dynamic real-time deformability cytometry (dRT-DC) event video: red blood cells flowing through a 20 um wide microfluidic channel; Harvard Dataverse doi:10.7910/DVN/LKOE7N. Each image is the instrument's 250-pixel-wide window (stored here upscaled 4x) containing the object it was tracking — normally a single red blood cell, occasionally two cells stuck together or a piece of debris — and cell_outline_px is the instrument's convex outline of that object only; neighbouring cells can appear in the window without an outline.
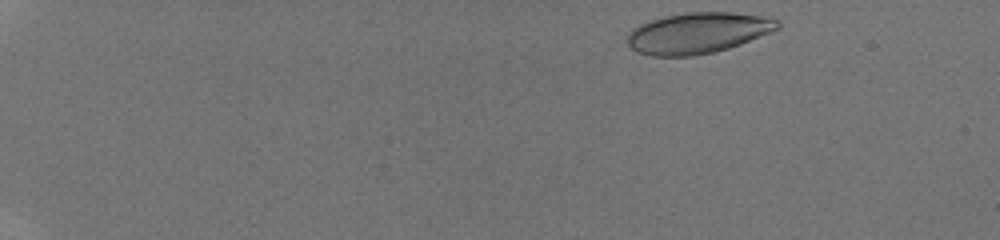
{"species": "human", "species_latin": "Homo sapiens", "temperature_condition": "room temperature", "stored_images_in_passage": 40, "camera_frame_rate_fps": 3000, "um_per_image_px": 0.085, "donor": {"sex": "male"}, "frame": {"image": 1, "passage_image": 1, "time_ms": 0.0, "image_size_px": [1000, 240], "cell_outline_px": [[780, 28], [740, 44], [728, 48], [712, 52], [692, 56], [652, 56], [636, 52], [628, 44], [628, 32], [632, 28], [648, 20], [664, 16], [688, 12], [732, 12], [760, 16], [776, 20], [780, 24]], "centroid_in_image_um": [59.27, 2.8], "position_along_channel_um": 25.7, "area_um2": 35.66}}
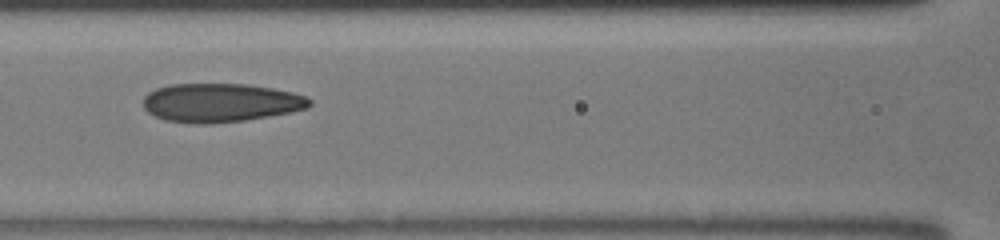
{"frame": {"image": 2, "passage_image": 18, "time_ms": 5.667, "image_size_px": [1000, 240], "cell_outline_px": [[312, 104], [308, 108], [292, 112], [244, 120], [212, 124], [200, 124], [164, 120], [148, 112], [144, 108], [144, 96], [148, 92], [156, 88], [172, 84], [248, 84], [272, 88], [292, 92], [304, 96], [312, 100]], "centroid_in_image_um": [18.75, 8.73], "position_along_channel_um": 147.8, "area_um2": 37.57}}
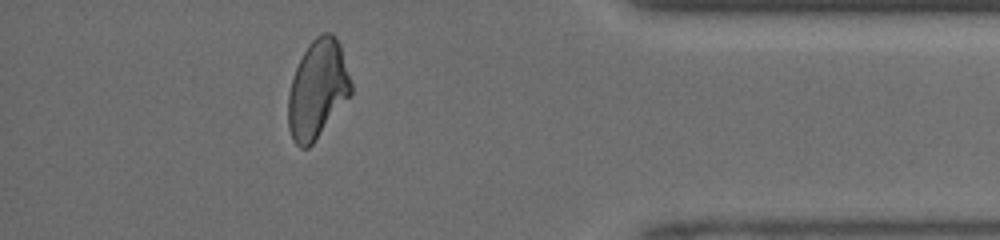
{"frame": {"image": 3, "passage_image": 36, "time_ms": 11.667, "image_size_px": [1000, 240], "cell_outline_px": [[352, 92], [312, 144], [308, 148], [300, 148], [292, 140], [288, 128], [288, 92], [296, 68], [308, 44], [316, 36], [324, 32], [332, 32], [336, 36], [340, 44], [352, 84]], "centroid_in_image_um": [26.98, 7.57], "position_along_channel_um": 408.2, "area_um2": 35.78}}